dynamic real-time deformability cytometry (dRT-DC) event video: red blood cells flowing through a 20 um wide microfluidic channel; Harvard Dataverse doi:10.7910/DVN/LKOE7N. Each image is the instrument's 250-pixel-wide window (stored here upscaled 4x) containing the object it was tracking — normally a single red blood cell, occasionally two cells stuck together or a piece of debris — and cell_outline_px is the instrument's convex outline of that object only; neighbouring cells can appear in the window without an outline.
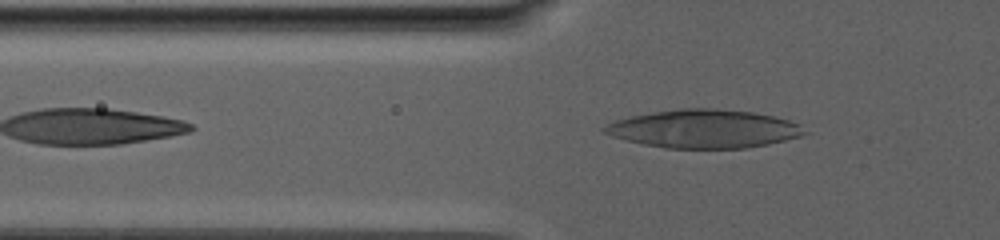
{"species": "human", "species_latin": "Homo sapiens", "temperature_condition": "warm", "stored_images_in_passage": 52, "camera_frame_rate_fps": 3000, "um_per_image_px": 0.085, "donor": {"sex": "male"}, "frame": {"image": 1, "passage_image": 3, "time_ms": 0.667, "image_size_px": [1000, 240], "cell_outline_px": [[808, 132], [800, 136], [768, 144], [744, 148], [664, 148], [644, 144], [612, 136], [604, 132], [600, 128], [616, 120], [632, 116], [652, 112], [680, 108], [712, 108], [752, 112], [772, 116], [788, 120], [800, 124]], "centroid_in_image_um": [59.83, 10.95], "position_along_channel_um": 66.0, "area_um2": 44.39}}
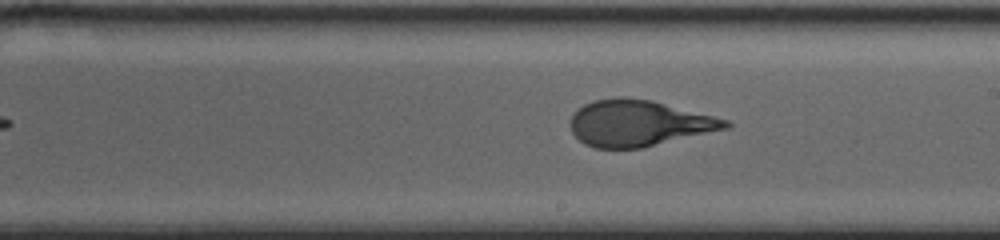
{"frame": {"image": 2, "passage_image": 25, "time_ms": 8.0, "image_size_px": [1000, 240], "cell_outline_px": [[732, 124], [728, 128], [640, 148], [596, 148], [584, 144], [572, 132], [572, 116], [584, 104], [596, 100], [620, 96], [624, 96], [652, 100], [728, 120]], "centroid_in_image_um": [54.29, 10.46], "position_along_channel_um": 234.7, "area_um2": 41.15}}
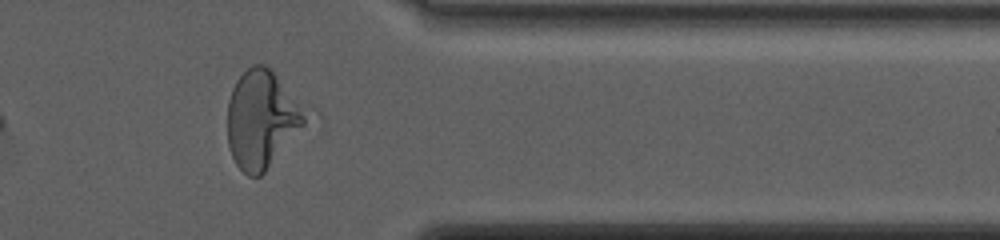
{"frame": {"image": 3, "passage_image": 45, "time_ms": 14.667, "image_size_px": [1000, 240], "cell_outline_px": [[324, 132], [260, 176], [248, 176], [236, 164], [232, 156], [228, 144], [228, 100], [232, 88], [236, 80], [252, 64], [264, 64], [272, 68], [316, 108], [320, 112], [324, 120]], "centroid_in_image_um": [22.8, 10.23], "position_along_channel_um": 388.6, "area_um2": 52.83}, "authors_computed_cell_mechanics": {"area_um2": 42.4541, "velocity_mm_per_s": 2.4133, "shape_relaxation_time_tau1_ms": 8.415, "shape_relaxation_time_tau2_ms": null, "deformation_change_tau1": 0.2529, "deformation_change_tau2": null}}